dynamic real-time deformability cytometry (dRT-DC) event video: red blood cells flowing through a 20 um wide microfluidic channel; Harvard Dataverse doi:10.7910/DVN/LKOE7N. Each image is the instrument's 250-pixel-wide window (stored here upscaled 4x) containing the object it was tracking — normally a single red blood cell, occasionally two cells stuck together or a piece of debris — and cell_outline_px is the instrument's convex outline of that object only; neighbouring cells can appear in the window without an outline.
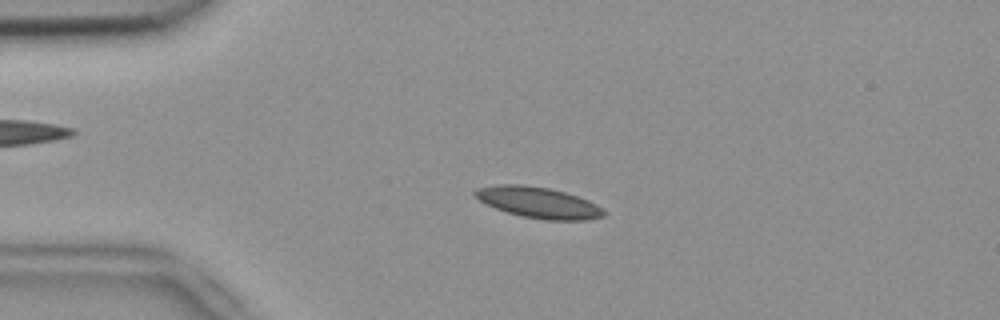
{"species": "common noctule bat (a hibernating species)", "species_latin": "Nyctalus noctula", "temperature_condition": "room temperature", "stored_images_in_passage": 53, "camera_frame_rate_fps": 3000, "um_per_image_px": 0.085, "animal": {"sex": "female", "body_mass_g": 18.4}, "frame": {"image": 1, "passage_image": 12, "time_ms": 3.667, "image_size_px": [1000, 320], "cell_outline_px": [[604, 216], [588, 220], [544, 220], [520, 216], [496, 208], [472, 196], [472, 192], [476, 188], [496, 184], [520, 184], [548, 188], [564, 192], [588, 200], [596, 204], [604, 212]], "centroid_in_image_um": [45.71, 17.21], "position_along_channel_um": 39.3, "area_um2": 23.18}}
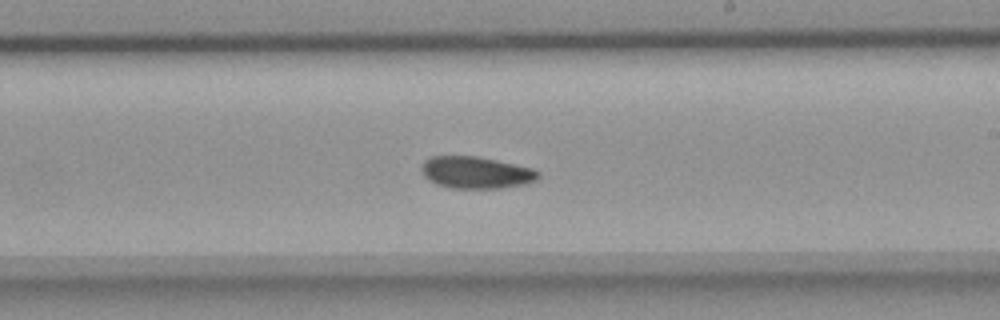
{"frame": {"image": 2, "passage_image": 31, "time_ms": 10.0, "image_size_px": [1000, 320], "cell_outline_px": [[540, 176], [536, 180], [524, 184], [500, 188], [448, 188], [436, 184], [428, 180], [424, 176], [420, 168], [424, 160], [432, 156], [476, 156], [496, 160], [532, 168], [540, 172]], "centroid_in_image_um": [40.43, 14.66], "position_along_channel_um": 248.6, "area_um2": 21.79}}
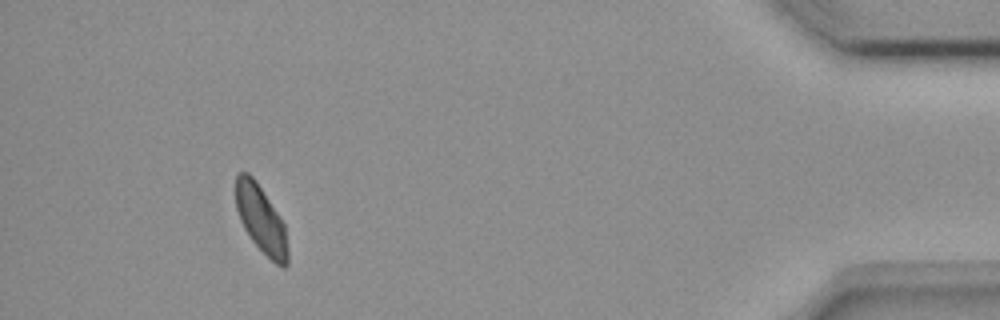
{"frame": {"image": 3, "passage_image": 49, "time_ms": 16.0, "image_size_px": [1000, 320], "cell_outline_px": [[288, 264], [284, 268], [276, 264], [252, 240], [244, 228], [240, 220], [236, 208], [236, 176], [240, 172], [248, 172], [256, 180], [280, 216], [284, 224], [288, 248]], "centroid_in_image_um": [22.19, 18.63], "position_along_channel_um": 413.0, "area_um2": 20.29}, "authors_computed_cell_mechanics": {"area_um2": 21.964, "velocity_mm_per_s": 3.7807, "shape_relaxation_time_tau1_ms": null, "shape_relaxation_time_tau2_ms": 6.2773, "deformation_change_tau1": null, "deformation_change_tau2": 0.097}}